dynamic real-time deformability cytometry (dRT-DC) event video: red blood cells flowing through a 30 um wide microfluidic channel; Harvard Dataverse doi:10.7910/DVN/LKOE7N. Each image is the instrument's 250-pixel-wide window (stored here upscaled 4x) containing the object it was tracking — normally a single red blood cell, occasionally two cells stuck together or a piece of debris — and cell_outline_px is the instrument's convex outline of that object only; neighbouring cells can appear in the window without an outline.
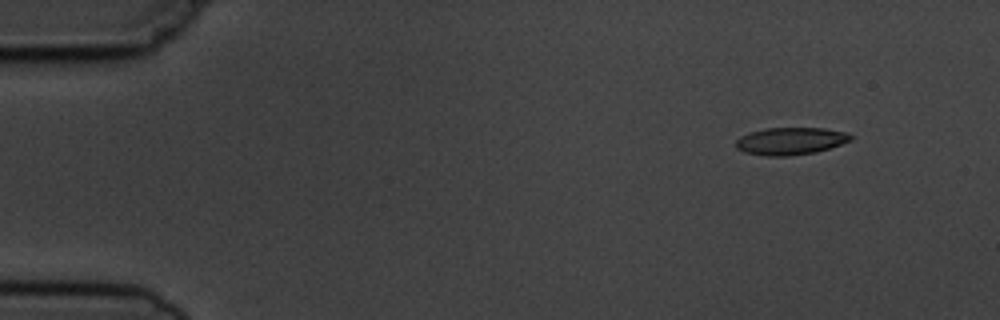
{"species": "common noctule bat (a hibernating species)", "species_latin": "Nyctalus noctula", "temperature_condition": "cold", "stored_images_in_passage": 5, "camera_frame_rate_fps": 3000, "um_per_image_px": 0.085, "animal": {"sex": "male", "body_mass_g": 19.5, "forearm_length_mm": 54.6}, "frame": {"image": 1, "passage_image": 2, "time_ms": 1.0, "image_size_px": [1000, 320], "cell_outline_px": [[852, 140], [816, 152], [788, 156], [768, 156], [744, 152], [736, 148], [736, 140], [740, 136], [748, 132], [764, 128], [824, 128], [848, 132], [852, 136]], "centroid_in_image_um": [67.18, 11.98], "position_along_channel_um": 17.8, "area_um2": 18.38}}
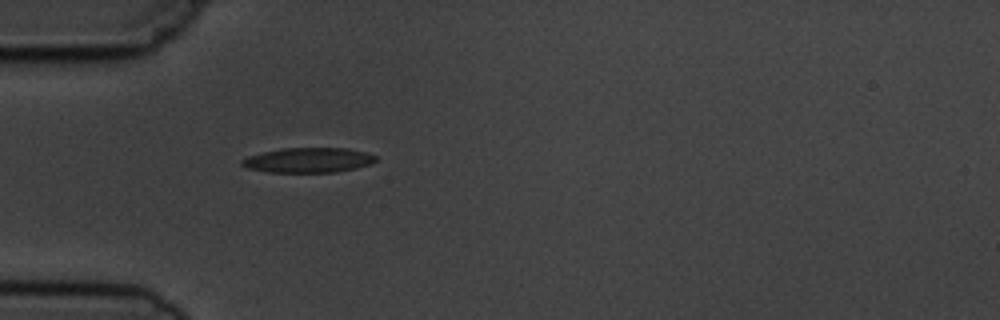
{"frame": {"image": 2, "passage_image": 5, "time_ms": 4.667, "image_size_px": [1000, 320], "cell_outline_px": [[376, 160], [372, 164], [356, 168], [336, 172], [268, 172], [248, 168], [240, 164], [240, 160], [248, 156], [264, 152], [284, 148], [348, 148], [364, 152], [376, 156]], "centroid_in_image_um": [26.21, 13.61], "position_along_channel_um": 58.8, "area_um2": 19.36}}